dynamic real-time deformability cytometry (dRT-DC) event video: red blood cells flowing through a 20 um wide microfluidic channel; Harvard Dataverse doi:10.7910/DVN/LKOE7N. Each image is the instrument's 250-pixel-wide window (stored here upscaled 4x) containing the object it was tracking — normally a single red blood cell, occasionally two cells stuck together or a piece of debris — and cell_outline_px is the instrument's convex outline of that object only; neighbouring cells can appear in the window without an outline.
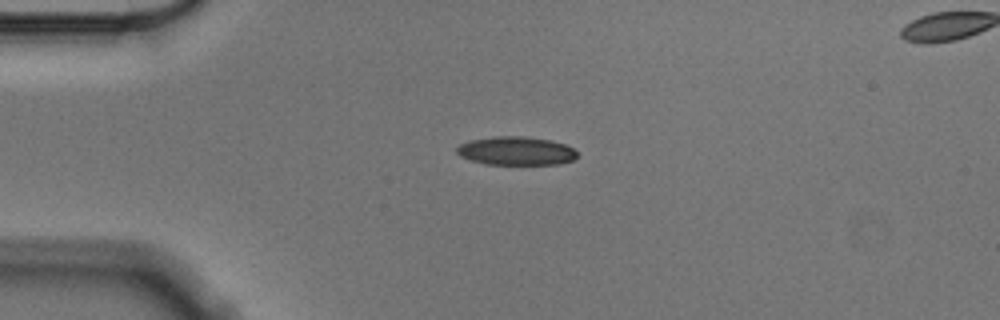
{"species": "Egyptian fruit bat (a non-hibernating species)", "species_latin": "Rousettus aegyptiacus", "temperature_condition": "cold", "stored_images_in_passage": 45, "segment_of_instrument_passage": [1, 2], "camera_frame_rate_fps": 3000, "um_per_image_px": 0.085, "animal": {"sex": "male"}, "frame": {"image": 1, "passage_image": 1, "time_ms": 0.0, "image_size_px": [1000, 320], "cell_outline_px": [[576, 156], [572, 160], [560, 164], [484, 164], [460, 156], [456, 152], [456, 148], [460, 144], [468, 140], [492, 136], [524, 136], [548, 140], [564, 144], [572, 148], [576, 152]], "centroid_in_image_um": [43.81, 12.82], "position_along_channel_um": 41.2, "area_um2": 19.94}}
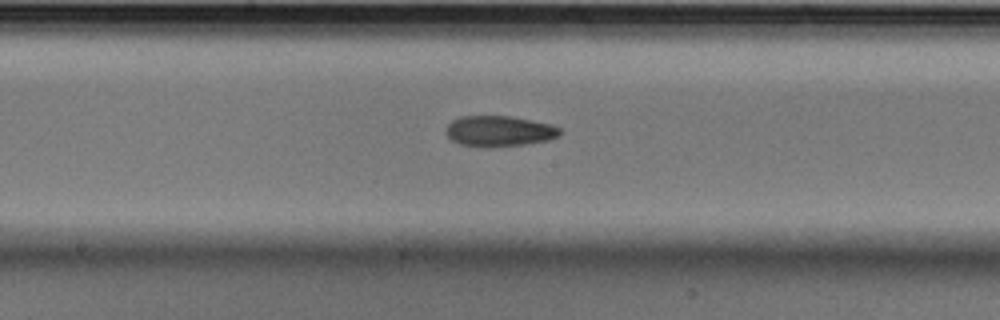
{"frame": {"image": 2, "passage_image": 17, "time_ms": 5.333, "image_size_px": [1000, 320], "cell_outline_px": [[560, 136], [548, 140], [524, 144], [492, 148], [484, 148], [460, 144], [452, 140], [448, 136], [448, 124], [452, 120], [460, 116], [512, 116], [552, 124], [560, 128]], "centroid_in_image_um": [42.45, 11.15], "position_along_channel_um": 205.7, "area_um2": 20.52}}
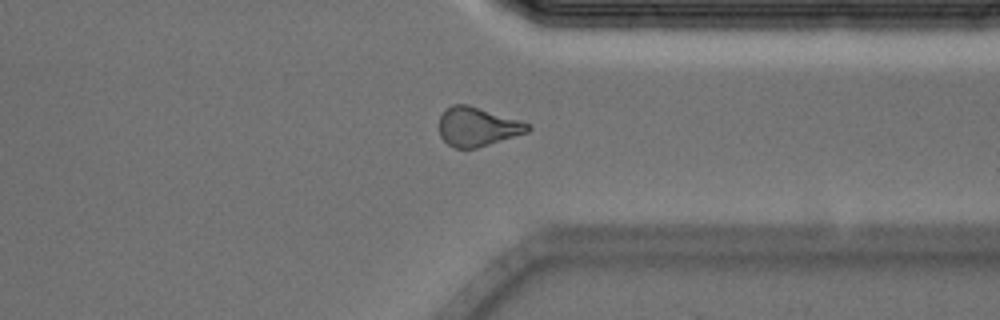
{"frame": {"image": 3, "passage_image": 31, "time_ms": 10.0, "image_size_px": [1000, 320], "cell_outline_px": [[532, 128], [528, 132], [476, 148], [456, 148], [448, 144], [440, 136], [440, 116], [452, 104], [468, 104], [520, 120], [532, 124]], "centroid_in_image_um": [40.61, 10.76], "position_along_channel_um": 370.8, "area_um2": 20.06}}